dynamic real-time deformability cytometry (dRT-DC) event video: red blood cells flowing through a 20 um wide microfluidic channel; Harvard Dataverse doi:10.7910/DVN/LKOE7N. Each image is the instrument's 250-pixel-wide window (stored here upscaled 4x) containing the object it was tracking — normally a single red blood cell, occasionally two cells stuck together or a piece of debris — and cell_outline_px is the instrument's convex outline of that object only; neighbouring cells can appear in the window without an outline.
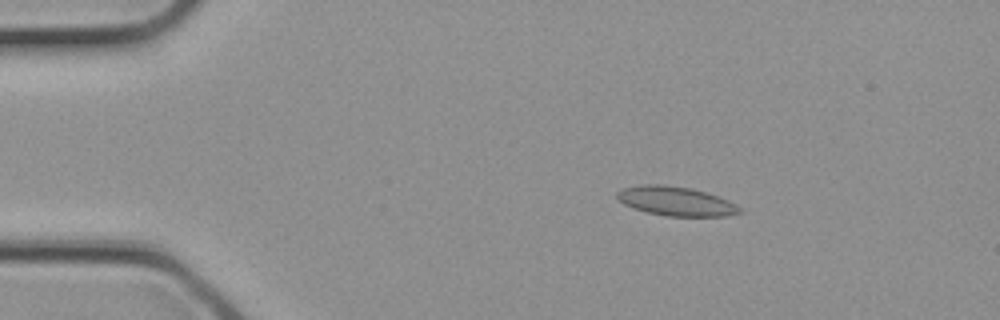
{"species": "common noctule bat (a hibernating species)", "species_latin": "Nyctalus noctula", "temperature_condition": "cold", "stored_images_in_passage": 31, "camera_frame_rate_fps": 3000, "um_per_image_px": 0.085, "animal": {"sex": "female", "body_mass_g": 21.9}, "frame": {"image": 1, "passage_image": 5, "time_ms": 1.333, "image_size_px": [1000, 320], "cell_outline_px": [[744, 212], [728, 216], [668, 216], [648, 212], [632, 208], [624, 204], [616, 196], [616, 192], [620, 188], [640, 184], [664, 184], [692, 188], [728, 200], [736, 204]], "centroid_in_image_um": [57.43, 17.09], "position_along_channel_um": 27.6, "area_um2": 20.98}}
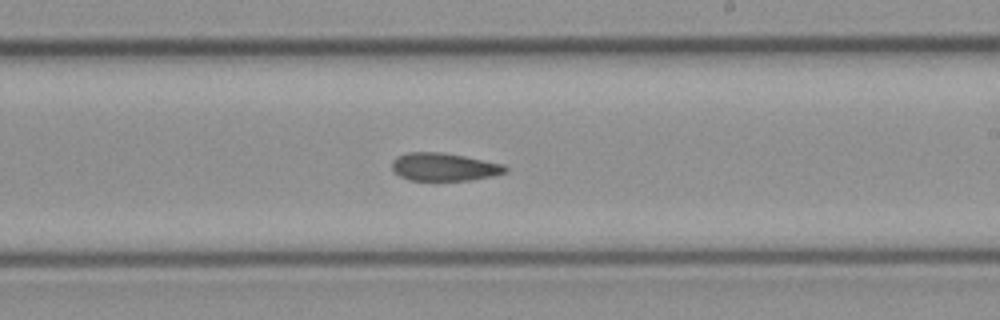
{"frame": {"image": 2, "passage_image": 18, "time_ms": 5.667, "image_size_px": [1000, 320], "cell_outline_px": [[508, 168], [504, 172], [492, 176], [472, 180], [408, 180], [392, 172], [392, 160], [396, 156], [408, 152], [444, 152], [504, 164]], "centroid_in_image_um": [37.7, 14.18], "position_along_channel_um": 251.3, "area_um2": 18.55}}
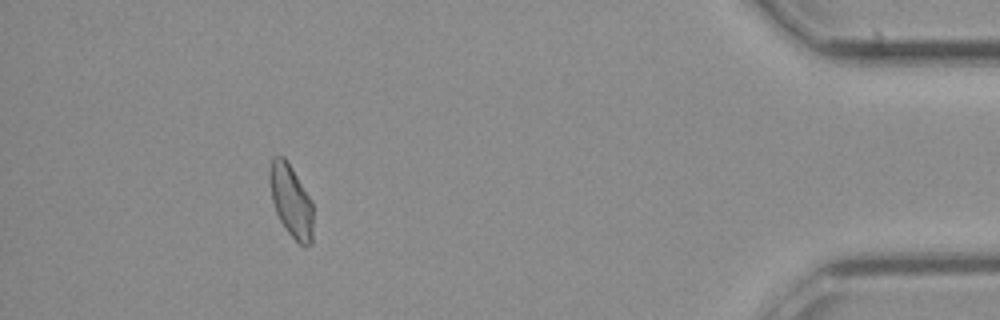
{"frame": {"image": 3, "passage_image": 28, "time_ms": 9.0, "image_size_px": [1000, 320], "cell_outline_px": [[312, 244], [304, 248], [284, 228], [276, 212], [272, 200], [268, 180], [268, 172], [272, 156], [284, 156], [292, 168], [312, 200]], "centroid_in_image_um": [24.72, 17.06], "position_along_channel_um": 410.5, "area_um2": 18.55}}